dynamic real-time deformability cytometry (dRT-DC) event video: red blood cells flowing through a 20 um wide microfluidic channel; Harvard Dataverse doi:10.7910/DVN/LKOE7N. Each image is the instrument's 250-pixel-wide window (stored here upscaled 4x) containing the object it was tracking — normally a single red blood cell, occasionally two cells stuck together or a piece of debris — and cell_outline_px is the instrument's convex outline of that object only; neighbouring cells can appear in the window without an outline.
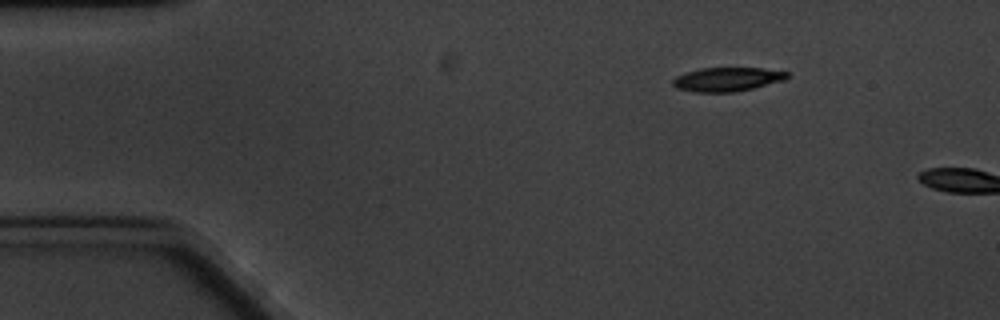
{"species": "common noctule bat (a hibernating species)", "species_latin": "Nyctalus noctula", "temperature_condition": "cold", "stored_images_in_passage": 2, "camera_frame_rate_fps": 3000, "um_per_image_px": 0.085, "animal": {"sex": "male", "body_mass_g": 20.1, "forearm_length_mm": 53.5}, "frame": {"image": 1, "passage_image": 1, "time_ms": 0.0, "image_size_px": [1000, 320], "cell_outline_px": [[788, 76], [784, 80], [752, 88], [732, 92], [692, 92], [676, 88], [672, 84], [672, 80], [676, 76], [684, 72], [700, 68], [764, 68], [788, 72]], "centroid_in_image_um": [61.75, 6.74], "position_along_channel_um": 23.2, "area_um2": 15.95}}